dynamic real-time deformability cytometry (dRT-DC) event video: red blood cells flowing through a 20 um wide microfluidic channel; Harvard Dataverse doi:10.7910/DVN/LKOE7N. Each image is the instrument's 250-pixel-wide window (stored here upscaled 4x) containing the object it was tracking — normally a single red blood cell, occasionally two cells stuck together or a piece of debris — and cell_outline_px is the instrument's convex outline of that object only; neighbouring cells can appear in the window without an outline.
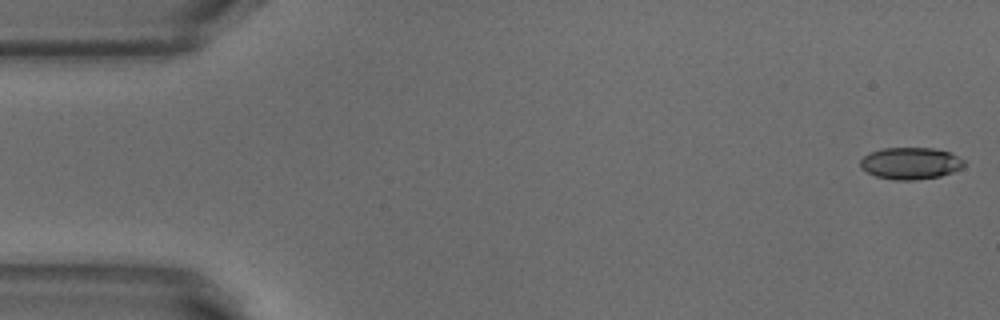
{"species": "common noctule bat (a hibernating species)", "species_latin": "Nyctalus noctula", "temperature_condition": "warm", "stored_images_in_passage": 51, "camera_frame_rate_fps": 3000, "um_per_image_px": 0.085, "animal": {"sex": "male", "body_mass_g": 18.8}, "frame": {"image": 1, "passage_image": 1, "time_ms": 0.0, "image_size_px": [1000, 320], "cell_outline_px": [[964, 168], [940, 176], [916, 180], [892, 180], [876, 176], [868, 172], [860, 164], [860, 160], [864, 156], [872, 152], [884, 148], [932, 148], [948, 152], [964, 160]], "centroid_in_image_um": [77.42, 13.89], "position_along_channel_um": 7.6, "area_um2": 19.07}}
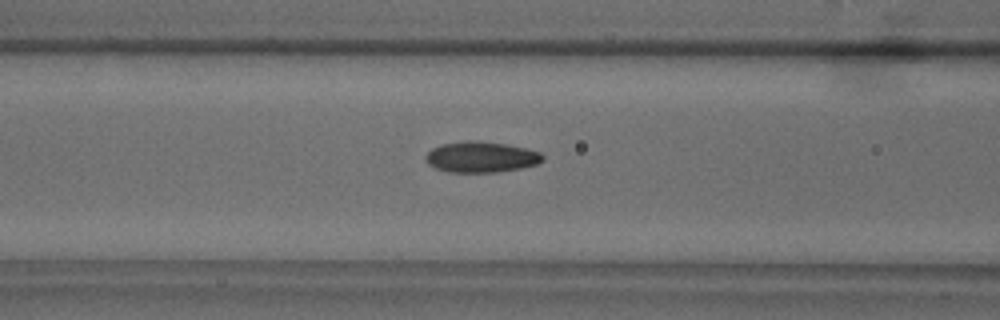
{"frame": {"image": 2, "passage_image": 20, "time_ms": 6.333, "image_size_px": [1000, 320], "cell_outline_px": [[544, 160], [536, 164], [520, 168], [496, 172], [448, 172], [436, 168], [428, 164], [424, 156], [432, 148], [444, 144], [468, 140], [476, 140], [508, 144], [540, 152], [544, 156]], "centroid_in_image_um": [40.89, 13.34], "position_along_channel_um": 125.7, "area_um2": 20.98}}
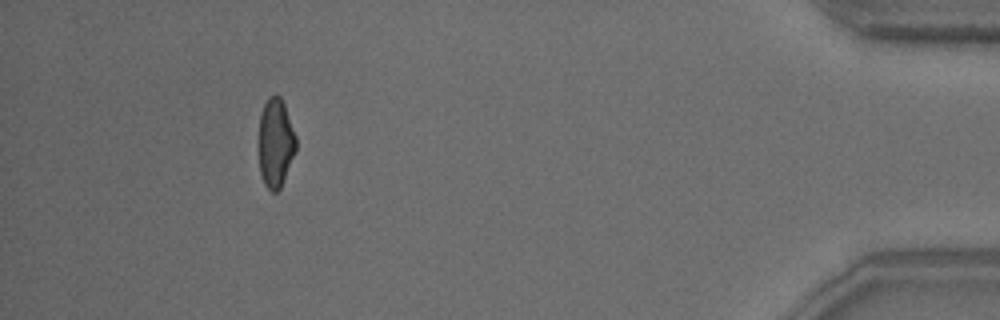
{"frame": {"image": 3, "passage_image": 47, "time_ms": 15.333, "image_size_px": [1000, 320], "cell_outline_px": [[296, 152], [280, 188], [276, 192], [272, 192], [264, 184], [260, 172], [256, 144], [260, 116], [264, 104], [268, 96], [276, 92], [280, 96], [284, 104], [296, 136]], "centroid_in_image_um": [23.38, 12.12], "position_along_channel_um": 411.8, "area_um2": 20.0}, "authors_computed_cell_mechanics": {"area_um2": 19.9988, "velocity_mm_per_s": 3.8862, "shape_relaxation_time_tau1_ms": 6.0602, "shape_relaxation_time_tau2_ms": 2.2511, "deformation_change_tau1": 0.1759, "deformation_change_tau2": 0.0779}}